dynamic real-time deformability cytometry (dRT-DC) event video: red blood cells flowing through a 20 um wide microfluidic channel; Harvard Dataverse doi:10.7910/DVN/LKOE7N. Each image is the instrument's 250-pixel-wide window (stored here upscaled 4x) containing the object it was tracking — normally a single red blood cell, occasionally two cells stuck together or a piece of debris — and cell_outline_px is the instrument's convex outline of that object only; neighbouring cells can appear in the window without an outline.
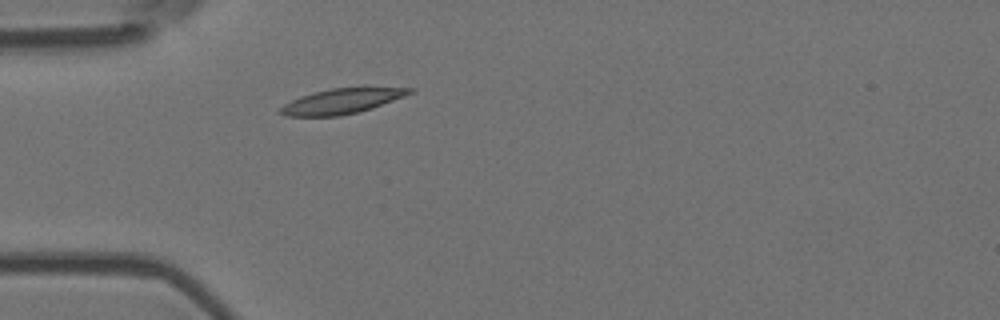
{"species": "Egyptian fruit bat (a non-hibernating species)", "species_latin": "Rousettus aegyptiacus", "temperature_condition": "room temperature", "stored_images_in_passage": 1, "camera_frame_rate_fps": 3000, "um_per_image_px": 0.085, "animal": {"sex": "female"}, "frame": {"image": 1, "passage_image": 1, "time_ms": 0.0, "image_size_px": [1000, 320], "cell_outline_px": [[416, 92], [372, 108], [340, 116], [284, 116], [276, 112], [284, 104], [300, 96], [332, 88], [364, 84], [368, 84], [416, 88]], "centroid_in_image_um": [29.19, 8.53], "position_along_channel_um": 55.8, "area_um2": 20.0}}